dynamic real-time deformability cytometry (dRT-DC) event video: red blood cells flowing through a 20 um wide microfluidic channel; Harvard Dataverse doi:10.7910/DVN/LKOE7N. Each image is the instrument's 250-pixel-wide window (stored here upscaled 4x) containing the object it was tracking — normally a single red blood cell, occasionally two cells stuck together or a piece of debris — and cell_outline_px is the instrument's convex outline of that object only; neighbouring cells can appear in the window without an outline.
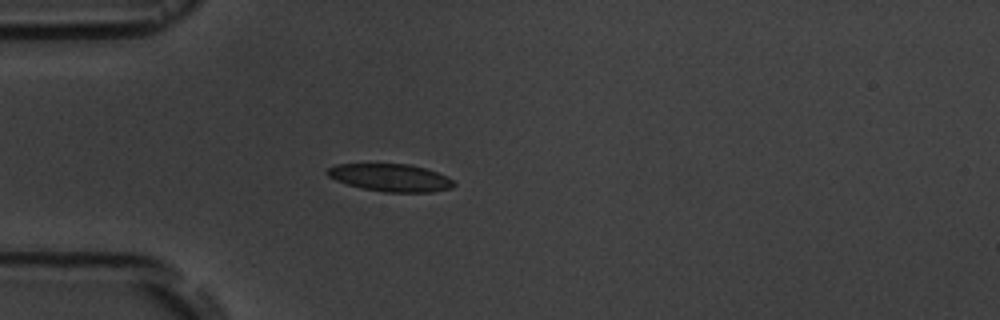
{"species": "common noctule bat (a hibernating species)", "species_latin": "Nyctalus noctula", "temperature_condition": "room temperature", "stored_images_in_passage": 1, "camera_frame_rate_fps": 3000, "um_per_image_px": 0.085, "animal": {"sex": "male", "body_mass_g": 19.5, "forearm_length_mm": 54.6}, "frame": {"image": 1, "passage_image": 1, "time_ms": 0.0, "image_size_px": [1000, 320], "cell_outline_px": [[456, 184], [452, 188], [432, 192], [384, 192], [360, 188], [336, 180], [328, 176], [324, 172], [328, 168], [336, 164], [408, 164], [424, 168], [448, 176]], "centroid_in_image_um": [33.19, 15.1], "position_along_channel_um": 51.8, "area_um2": 20.35}}